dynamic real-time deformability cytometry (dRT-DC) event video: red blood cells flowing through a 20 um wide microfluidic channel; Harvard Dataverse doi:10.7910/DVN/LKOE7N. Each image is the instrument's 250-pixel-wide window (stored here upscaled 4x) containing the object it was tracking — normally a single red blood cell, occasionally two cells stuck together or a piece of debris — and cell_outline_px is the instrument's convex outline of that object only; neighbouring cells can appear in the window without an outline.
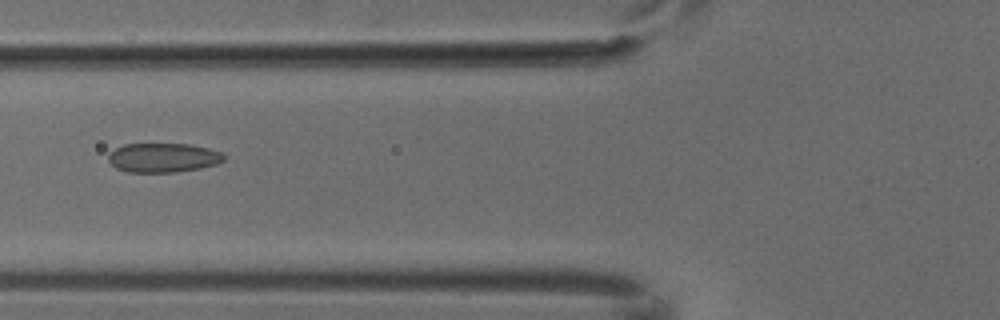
{"species": "common noctule bat (a hibernating species)", "species_latin": "Nyctalus noctula", "temperature_condition": "cold", "stored_images_in_passage": 6, "camera_frame_rate_fps": 3000, "um_per_image_px": 0.085, "animal": {"sex": "male", "body_mass_g": 18.8}, "frame": {"image": 1, "passage_image": 6, "time_ms": 1.667, "image_size_px": [1000, 320], "cell_outline_px": [[224, 160], [216, 164], [200, 168], [176, 172], [128, 172], [116, 168], [108, 160], [108, 152], [124, 144], [188, 144], [208, 148], [220, 152], [224, 156]], "centroid_in_image_um": [13.83, 13.4], "position_along_channel_um": 112.0, "area_um2": 19.65}}